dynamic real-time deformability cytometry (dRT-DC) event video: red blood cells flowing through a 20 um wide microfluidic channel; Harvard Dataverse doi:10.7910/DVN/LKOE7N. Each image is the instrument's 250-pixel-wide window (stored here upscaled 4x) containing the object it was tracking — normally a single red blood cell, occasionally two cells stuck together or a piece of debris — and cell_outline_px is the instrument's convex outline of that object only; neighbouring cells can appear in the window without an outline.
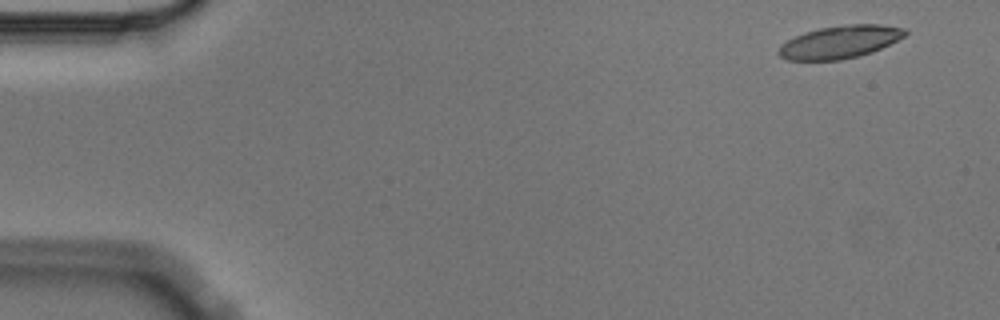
{"species": "Egyptian fruit bat (a non-hibernating species)", "species_latin": "Rousettus aegyptiacus", "temperature_condition": "cold", "stored_images_in_passage": 14, "camera_frame_rate_fps": 3000, "um_per_image_px": 0.085, "animal": {"sex": "male"}, "frame": {"image": 1, "passage_image": 2, "time_ms": 0.333, "image_size_px": [1000, 320], "cell_outline_px": [[908, 32], [904, 36], [872, 52], [840, 60], [788, 60], [780, 56], [776, 52], [780, 44], [804, 32], [820, 28], [852, 24], [880, 24], [904, 28]], "centroid_in_image_um": [71.35, 3.57], "position_along_channel_um": 13.6, "area_um2": 23.87}}
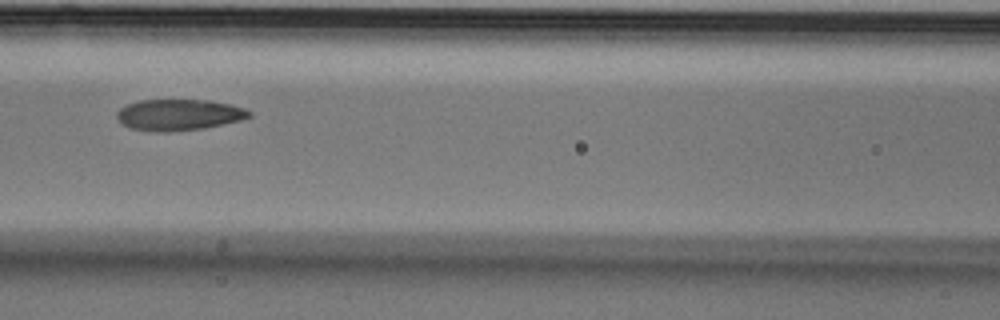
{"frame": {"image": 2, "passage_image": 7, "time_ms": 2.0, "image_size_px": [1000, 320], "cell_outline_px": [[252, 116], [240, 120], [204, 128], [168, 132], [160, 132], [132, 128], [124, 124], [116, 116], [116, 112], [124, 104], [136, 100], [208, 100], [228, 104], [244, 108], [252, 112]], "centroid_in_image_um": [15.18, 9.74], "position_along_channel_um": 151.4, "area_um2": 23.99}}
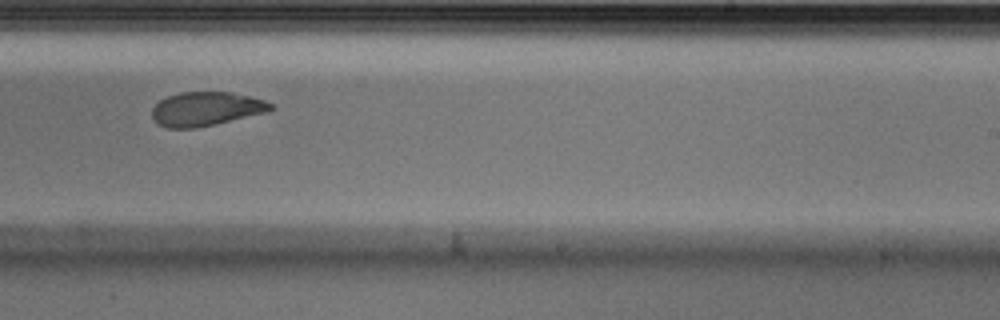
{"frame": {"image": 3, "passage_image": 10, "time_ms": 3.0, "image_size_px": [1000, 320], "cell_outline_px": [[276, 108], [264, 112], [196, 128], [168, 128], [156, 124], [152, 116], [152, 108], [160, 100], [168, 96], [180, 92], [232, 92], [264, 100], [272, 104]], "centroid_in_image_um": [17.46, 9.25], "position_along_channel_um": 271.5, "area_um2": 23.24}}